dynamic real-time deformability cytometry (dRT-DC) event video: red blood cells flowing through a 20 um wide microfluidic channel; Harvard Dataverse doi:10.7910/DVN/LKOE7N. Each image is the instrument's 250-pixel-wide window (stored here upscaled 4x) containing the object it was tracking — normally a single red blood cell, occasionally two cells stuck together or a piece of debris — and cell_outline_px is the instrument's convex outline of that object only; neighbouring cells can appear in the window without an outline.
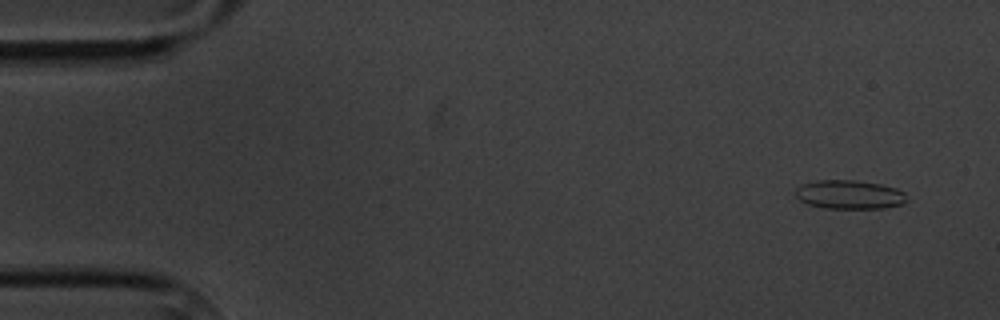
{"species": "common noctule bat (a hibernating species)", "species_latin": "Nyctalus noctula", "temperature_condition": "cold", "stored_images_in_passage": 4, "camera_frame_rate_fps": 3000, "um_per_image_px": 0.085, "animal": {"sex": "male", "body_mass_g": 20.1, "forearm_length_mm": 53.5}, "frame": {"image": 1, "passage_image": 1, "time_ms": 0.0, "image_size_px": [1000, 320], "cell_outline_px": [[908, 200], [900, 204], [884, 208], [824, 208], [808, 204], [800, 200], [796, 196], [796, 188], [800, 184], [816, 180], [856, 180], [880, 184], [896, 188], [904, 192]], "centroid_in_image_um": [72.18, 16.53], "position_along_channel_um": 12.8, "area_um2": 18.73}}
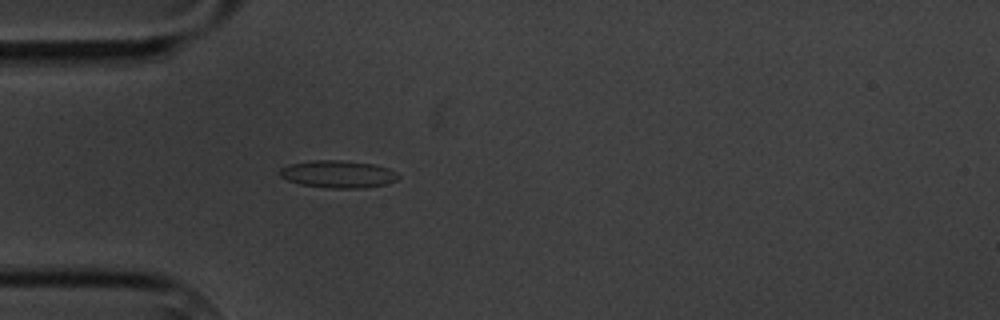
{"frame": {"image": 2, "passage_image": 4, "time_ms": 4.333, "image_size_px": [1000, 320], "cell_outline_px": [[400, 176], [396, 180], [384, 184], [364, 188], [328, 188], [300, 184], [288, 180], [280, 176], [280, 168], [288, 164], [312, 160], [340, 160], [372, 164], [388, 168], [396, 172]], "centroid_in_image_um": [28.71, 14.8], "position_along_channel_um": 56.3, "area_um2": 18.84}}